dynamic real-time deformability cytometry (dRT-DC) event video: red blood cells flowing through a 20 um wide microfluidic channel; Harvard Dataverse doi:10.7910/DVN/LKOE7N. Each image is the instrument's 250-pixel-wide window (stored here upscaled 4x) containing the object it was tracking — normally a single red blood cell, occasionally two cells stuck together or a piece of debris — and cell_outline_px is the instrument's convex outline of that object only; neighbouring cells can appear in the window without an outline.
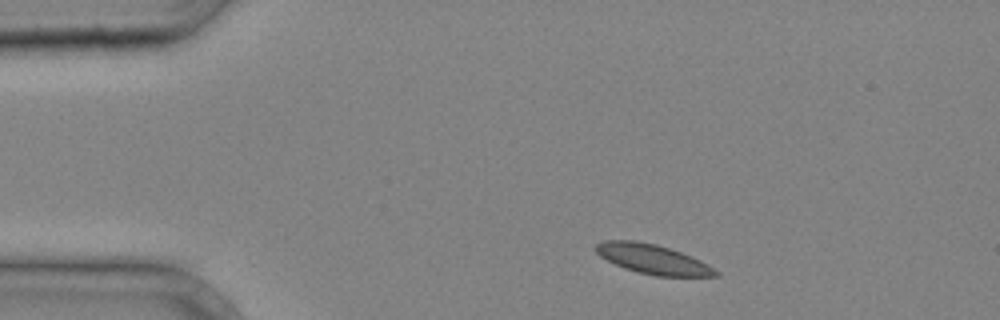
{"species": "common noctule bat (a hibernating species)", "species_latin": "Nyctalus noctula", "temperature_condition": "cold", "stored_images_in_passage": 2, "camera_frame_rate_fps": 3000, "um_per_image_px": 0.085, "animal": {"sex": "male", "body_mass_g": 20.4}, "frame": {"image": 1, "passage_image": 1, "time_ms": 0.0, "image_size_px": [1000, 320], "cell_outline_px": [[720, 276], [656, 276], [624, 268], [600, 256], [592, 248], [596, 244], [604, 240], [636, 240], [656, 244], [692, 256], [708, 264], [720, 272]], "centroid_in_image_um": [55.48, 22.02], "position_along_channel_um": 29.5, "area_um2": 20.63}}